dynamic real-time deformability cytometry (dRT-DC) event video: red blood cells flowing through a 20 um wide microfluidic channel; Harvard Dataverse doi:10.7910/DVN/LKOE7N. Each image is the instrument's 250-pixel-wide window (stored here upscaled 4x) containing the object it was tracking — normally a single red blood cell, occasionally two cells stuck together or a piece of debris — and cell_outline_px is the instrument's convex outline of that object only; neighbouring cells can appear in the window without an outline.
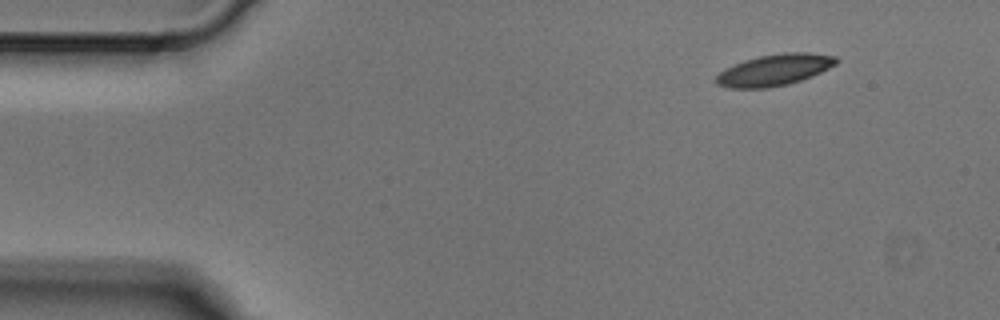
{"species": "Egyptian fruit bat (a non-hibernating species)", "species_latin": "Rousettus aegyptiacus", "temperature_condition": "cold", "stored_images_in_passage": 3, "camera_frame_rate_fps": 3000, "um_per_image_px": 0.085, "animal": {"sex": "male"}, "frame": {"image": 1, "passage_image": 1, "time_ms": 0.0, "image_size_px": [1000, 320], "cell_outline_px": [[840, 60], [836, 64], [812, 76], [788, 84], [768, 88], [728, 88], [716, 84], [716, 76], [724, 68], [744, 60], [760, 56], [784, 52], [808, 52], [836, 56]], "centroid_in_image_um": [65.82, 5.94], "position_along_channel_um": 19.2, "area_um2": 22.02}}